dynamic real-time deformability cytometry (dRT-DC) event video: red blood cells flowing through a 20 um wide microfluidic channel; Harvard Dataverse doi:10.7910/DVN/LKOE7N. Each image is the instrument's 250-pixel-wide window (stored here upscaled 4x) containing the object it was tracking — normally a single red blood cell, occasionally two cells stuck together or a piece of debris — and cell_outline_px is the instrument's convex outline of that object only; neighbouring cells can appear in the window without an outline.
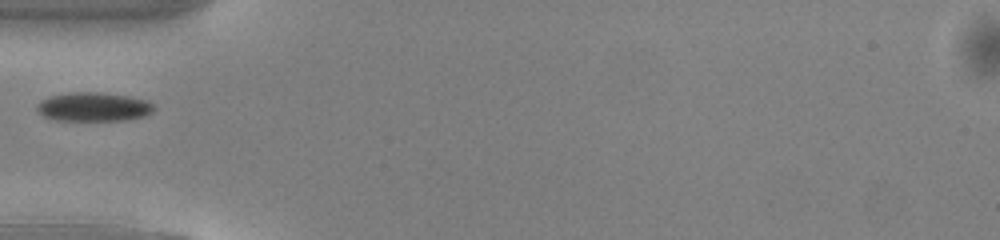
{"species": "common noctule bat (a hibernating species)", "species_latin": "Nyctalus noctula", "temperature_condition": "warm", "stored_images_in_passage": 34, "camera_frame_rate_fps": 3000, "um_per_image_px": 0.085, "animal": {"sex": "male", "body_mass_g": 13.0, "forearm_length_mm": 53.1}, "frame": {"image": 1, "passage_image": 1, "time_ms": 0.0, "image_size_px": [1000, 240], "cell_outline_px": [[156, 108], [152, 112], [144, 116], [120, 120], [56, 120], [44, 116], [36, 112], [36, 104], [40, 100], [48, 96], [68, 92], [100, 92], [128, 96], [144, 100], [152, 104]], "centroid_in_image_um": [7.88, 9.07], "position_along_channel_um": 77.1, "area_um2": 19.77}}
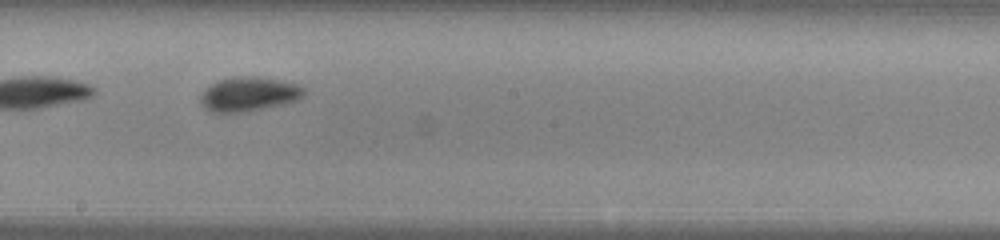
{"frame": {"image": 2, "passage_image": 12, "time_ms": 3.667, "image_size_px": [1000, 240], "cell_outline_px": [[304, 96], [296, 100], [284, 104], [248, 112], [212, 112], [204, 108], [200, 100], [200, 96], [204, 88], [220, 80], [240, 76], [252, 76], [280, 80], [296, 84], [304, 88]], "centroid_in_image_um": [21.14, 8.01], "position_along_channel_um": 227.1, "area_um2": 20.63}}
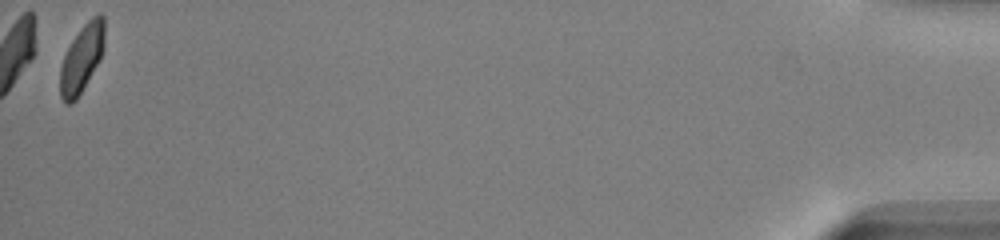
{"frame": {"image": 3, "passage_image": 34, "time_ms": 11.0, "image_size_px": [1000, 240], "cell_outline_px": [[104, 48], [100, 60], [76, 100], [72, 104], [68, 104], [60, 96], [60, 68], [64, 56], [72, 40], [80, 28], [92, 16], [100, 12], [104, 16]], "centroid_in_image_um": [6.96, 4.94], "position_along_channel_um": 428.2, "area_um2": 17.51}}